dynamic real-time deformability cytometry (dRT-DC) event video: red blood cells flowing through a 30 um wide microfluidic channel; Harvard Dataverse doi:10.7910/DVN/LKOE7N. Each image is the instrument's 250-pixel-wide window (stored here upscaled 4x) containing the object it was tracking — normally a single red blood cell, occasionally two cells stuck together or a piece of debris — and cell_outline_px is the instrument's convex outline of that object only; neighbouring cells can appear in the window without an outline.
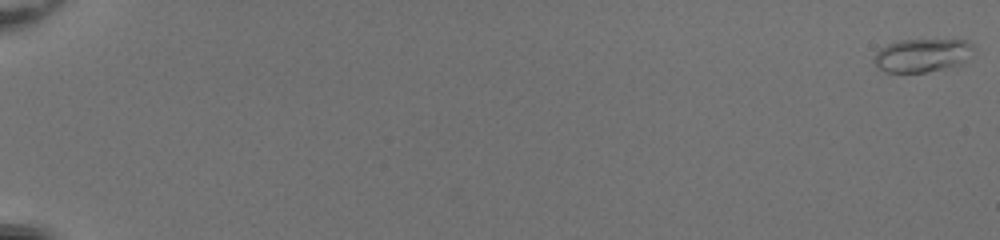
{"species": "common noctule bat (a hibernating species)", "species_latin": "Nyctalus noctula", "temperature_condition": "room temperature", "stored_images_in_passage": 53, "camera_frame_rate_fps": 3000, "um_per_image_px": 0.085, "animal": {"sex": "female", "body_mass_g": 20.0, "forearm_length_mm": 54.0}, "frame": {"image": 1, "passage_image": 1, "time_ms": 0.0, "image_size_px": [1000, 240], "cell_outline_px": [[976, 52], [956, 68], [924, 72], [884, 72], [872, 60], [876, 52], [880, 48], [896, 40], [968, 40], [976, 48]], "centroid_in_image_um": [78.46, 4.71], "position_along_channel_um": 6.5, "area_um2": 19.88}}
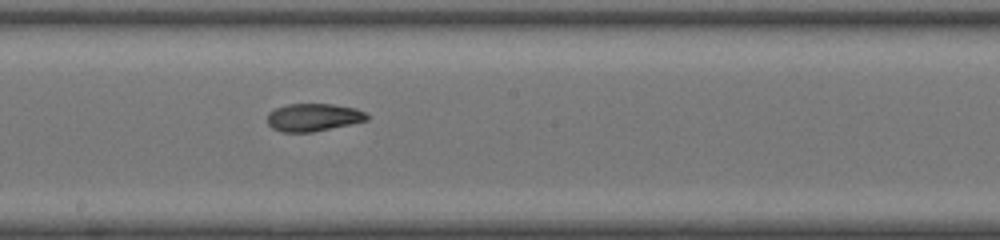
{"frame": {"image": 2, "passage_image": 33, "time_ms": 10.667, "image_size_px": [1000, 240], "cell_outline_px": [[368, 120], [312, 132], [280, 132], [272, 128], [268, 124], [268, 112], [276, 108], [288, 104], [332, 104], [356, 108], [364, 112], [368, 116]], "centroid_in_image_um": [26.61, 9.97], "position_along_channel_um": 221.6, "area_um2": 16.01}}
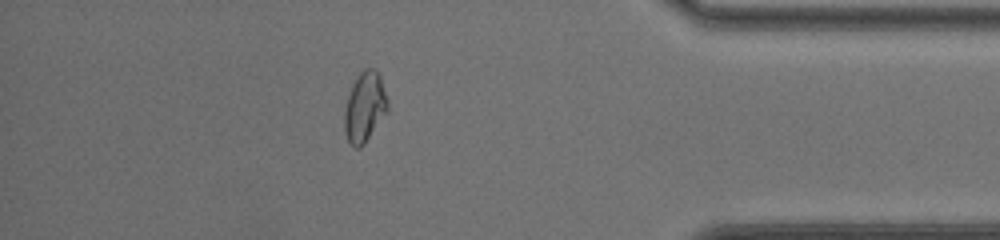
{"frame": {"image": 3, "passage_image": 48, "time_ms": 15.667, "image_size_px": [1000, 240], "cell_outline_px": [[388, 112], [364, 144], [360, 148], [356, 148], [348, 140], [344, 132], [344, 112], [348, 96], [352, 84], [360, 72], [364, 68], [376, 68], [380, 76], [388, 100]], "centroid_in_image_um": [31.01, 9.09], "position_along_channel_um": 404.2, "area_um2": 17.74}, "authors_computed_cell_mechanics": {"area_um2": 17.1088, "velocity_mm_per_s": 4.1711, "shape_relaxation_time_tau1_ms": null, "shape_relaxation_time_tau2_ms": 1.2787, "deformation_change_tau1": null, "deformation_change_tau2": 0.0618}}